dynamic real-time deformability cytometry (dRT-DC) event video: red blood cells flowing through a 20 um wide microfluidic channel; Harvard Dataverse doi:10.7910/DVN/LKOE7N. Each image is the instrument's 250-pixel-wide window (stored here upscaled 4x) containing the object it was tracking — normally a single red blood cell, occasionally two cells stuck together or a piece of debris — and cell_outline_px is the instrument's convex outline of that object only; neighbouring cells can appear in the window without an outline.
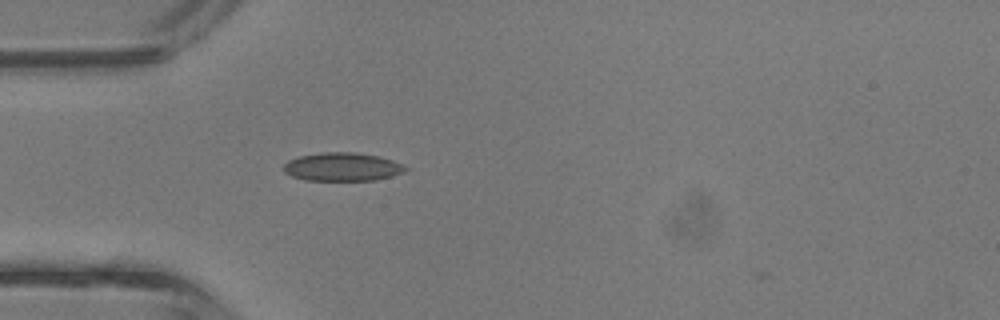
{"species": "common noctule bat (a hibernating species)", "species_latin": "Nyctalus noctula", "temperature_condition": "room temperature", "stored_images_in_passage": 3, "camera_frame_rate_fps": 3000, "um_per_image_px": 0.085, "animal": {"sex": "male", "body_mass_g": 13.3}, "frame": {"image": 1, "passage_image": 2, "time_ms": 0.333, "image_size_px": [1000, 320], "cell_outline_px": [[408, 168], [392, 176], [376, 180], [304, 180], [292, 176], [284, 172], [284, 164], [288, 160], [300, 156], [320, 152], [352, 152], [380, 156], [404, 164]], "centroid_in_image_um": [29.09, 14.18], "position_along_channel_um": 55.9, "area_um2": 20.11}}